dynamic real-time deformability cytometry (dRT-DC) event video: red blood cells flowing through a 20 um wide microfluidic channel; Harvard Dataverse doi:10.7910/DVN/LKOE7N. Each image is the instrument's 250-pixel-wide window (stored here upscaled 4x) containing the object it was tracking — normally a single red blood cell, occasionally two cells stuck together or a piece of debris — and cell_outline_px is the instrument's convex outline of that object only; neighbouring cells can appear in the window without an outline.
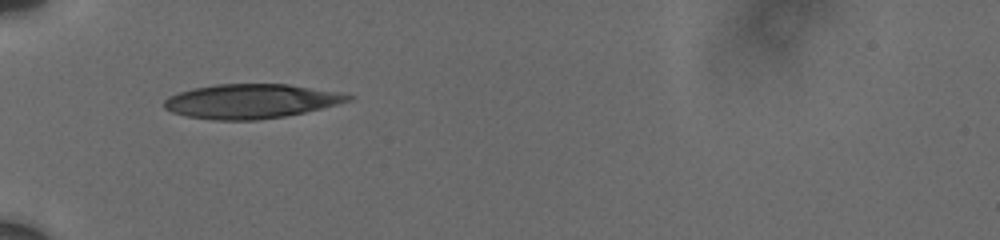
{"species": "human", "species_latin": "Homo sapiens", "temperature_condition": "cold", "stored_images_in_passage": 38, "camera_frame_rate_fps": 3000, "um_per_image_px": 0.085, "donor": {"sex": "male"}, "frame": {"image": 1, "passage_image": 1, "time_ms": 0.0, "image_size_px": [1000, 240], "cell_outline_px": [[352, 100], [304, 112], [284, 116], [256, 120], [212, 120], [188, 116], [172, 112], [164, 108], [164, 100], [168, 96], [180, 92], [196, 88], [216, 84], [288, 84], [332, 92], [352, 96]], "centroid_in_image_um": [21.25, 8.61], "position_along_channel_um": 63.7, "area_um2": 36.18}}
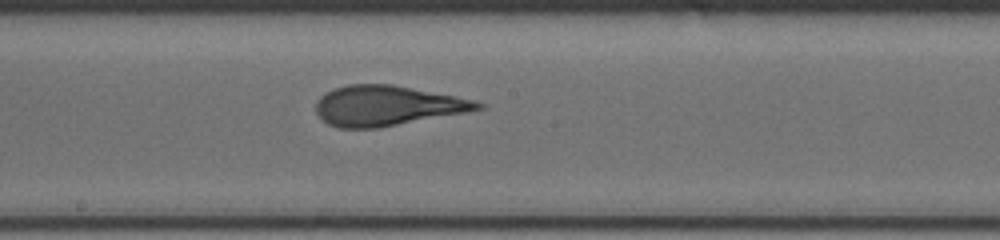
{"frame": {"image": 2, "passage_image": 14, "time_ms": 4.333, "image_size_px": [1000, 240], "cell_outline_px": [[484, 108], [464, 112], [380, 128], [340, 128], [328, 124], [316, 112], [316, 100], [320, 96], [336, 88], [348, 84], [392, 84], [476, 100], [484, 104]], "centroid_in_image_um": [32.88, 8.98], "position_along_channel_um": 215.3, "area_um2": 37.51}}
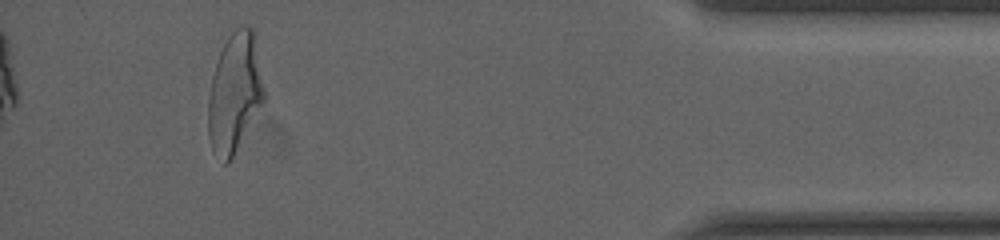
{"frame": {"image": 3, "passage_image": 34, "time_ms": 11.0, "image_size_px": [1000, 240], "cell_outline_px": [[264, 100], [228, 164], [224, 164], [212, 152], [208, 136], [208, 100], [212, 76], [220, 52], [228, 36], [236, 28], [244, 24], [248, 24], [252, 28], [264, 88]], "centroid_in_image_um": [19.91, 7.91], "position_along_channel_um": 415.3, "area_um2": 38.32}, "authors_computed_cell_mechanics": {"area_um2": 37.6278, "velocity_mm_per_s": 3.7092, "shape_relaxation_time_tau1_ms": 4.6076, "shape_relaxation_time_tau2_ms": 1.0508, "deformation_change_tau1": 0.1829, "deformation_change_tau2": 0.0887}}